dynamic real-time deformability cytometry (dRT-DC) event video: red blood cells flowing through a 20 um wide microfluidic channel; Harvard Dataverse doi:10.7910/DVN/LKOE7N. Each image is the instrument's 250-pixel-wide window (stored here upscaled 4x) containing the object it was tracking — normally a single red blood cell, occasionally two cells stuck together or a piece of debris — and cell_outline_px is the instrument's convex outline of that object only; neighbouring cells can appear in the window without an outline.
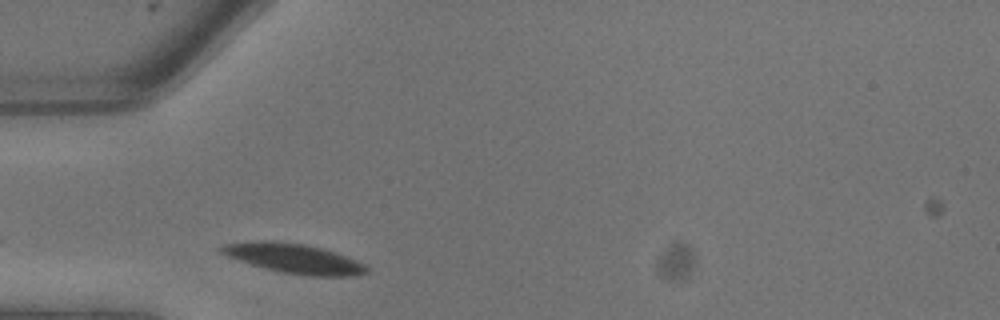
{"species": "common noctule bat (a hibernating species)", "species_latin": "Nyctalus noctula", "temperature_condition": "warm", "stored_images_in_passage": 8, "camera_frame_rate_fps": 3000, "um_per_image_px": 0.085, "animal": {"sex": "male", "body_mass_g": 13.3}, "frame": {"image": 1, "passage_image": 1, "time_ms": 0.0, "image_size_px": [1000, 320], "cell_outline_px": [[368, 272], [356, 276], [312, 276], [280, 272], [264, 268], [228, 256], [220, 252], [220, 248], [224, 244], [252, 240], [272, 240], [304, 244], [320, 248], [356, 260], [364, 264], [368, 268]], "centroid_in_image_um": [24.97, 21.96], "position_along_channel_um": 60.0, "area_um2": 24.85}}
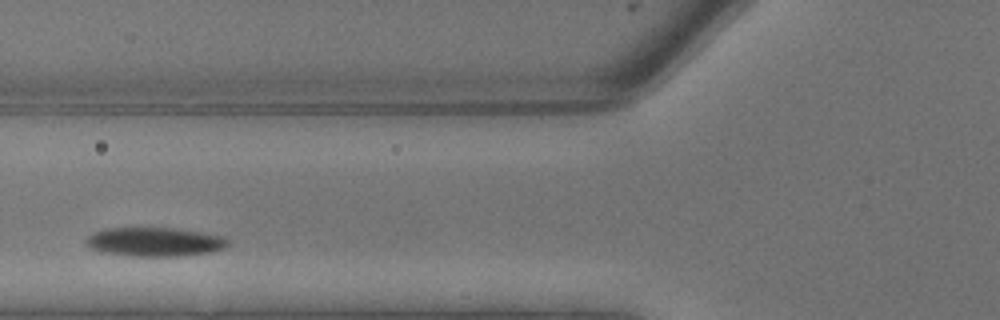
{"frame": {"image": 2, "passage_image": 3, "time_ms": 0.667, "image_size_px": [1000, 320], "cell_outline_px": [[228, 244], [224, 248], [212, 252], [176, 256], [132, 256], [100, 252], [92, 248], [88, 244], [88, 236], [92, 232], [104, 228], [176, 228], [224, 236], [228, 240]], "centroid_in_image_um": [13.16, 20.55], "position_along_channel_um": 112.6, "area_um2": 23.87}}
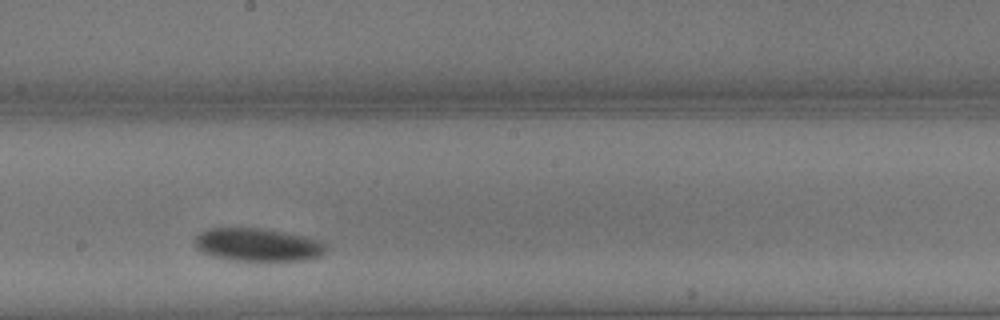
{"frame": {"image": 3, "passage_image": 7, "time_ms": 2.0, "image_size_px": [1000, 320], "cell_outline_px": [[328, 244], [324, 252], [308, 260], [228, 260], [212, 256], [200, 252], [196, 248], [192, 240], [200, 232], [208, 228], [264, 228], [304, 236], [320, 240]], "centroid_in_image_um": [21.85, 20.79], "position_along_channel_um": 226.4, "area_um2": 25.43}}